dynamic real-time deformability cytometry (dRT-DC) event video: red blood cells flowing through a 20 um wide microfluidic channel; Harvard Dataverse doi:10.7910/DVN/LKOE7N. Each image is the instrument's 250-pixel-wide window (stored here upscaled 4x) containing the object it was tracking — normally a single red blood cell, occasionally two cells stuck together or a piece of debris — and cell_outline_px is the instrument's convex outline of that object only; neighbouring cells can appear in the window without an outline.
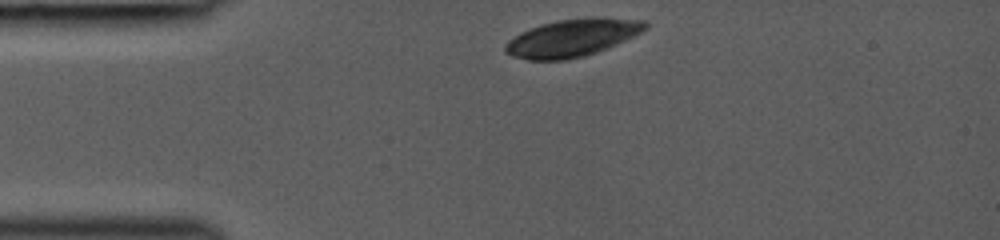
{"species": "common noctule bat (a hibernating species)", "species_latin": "Nyctalus noctula", "temperature_condition": "room temperature", "stored_images_in_passage": 31, "camera_frame_rate_fps": 3000, "um_per_image_px": 0.085, "animal": {"sex": "female", "body_mass_g": 19.0, "forearm_length_mm": 53.3}, "frame": {"image": 1, "passage_image": 1, "time_ms": 0.0, "image_size_px": [1000, 240], "cell_outline_px": [[648, 28], [616, 44], [596, 52], [584, 56], [568, 60], [528, 60], [512, 56], [504, 52], [504, 44], [508, 40], [520, 32], [540, 24], [556, 20], [596, 16], [604, 16], [648, 20]], "centroid_in_image_um": [48.64, 3.19], "position_along_channel_um": 36.4, "area_um2": 31.04}}